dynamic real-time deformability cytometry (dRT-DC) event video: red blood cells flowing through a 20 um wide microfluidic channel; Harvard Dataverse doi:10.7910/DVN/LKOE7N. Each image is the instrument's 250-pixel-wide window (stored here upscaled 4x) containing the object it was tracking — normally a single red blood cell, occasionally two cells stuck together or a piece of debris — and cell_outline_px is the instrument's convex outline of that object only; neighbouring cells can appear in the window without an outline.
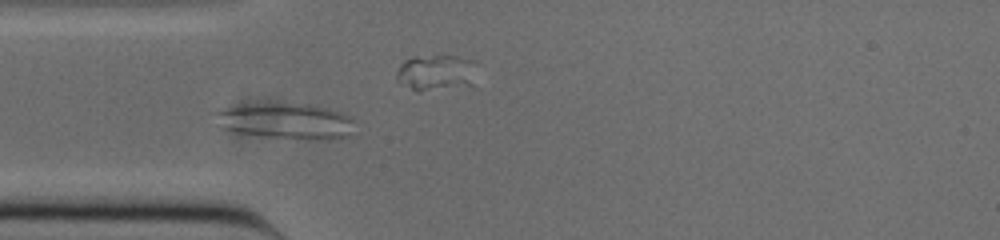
{"species": "common noctule bat (a hibernating species)", "species_latin": "Nyctalus noctula", "temperature_condition": "cold", "stored_images_in_passage": 53, "camera_frame_rate_fps": 3000, "um_per_image_px": 0.085, "animal": {"sex": "male", "body_mass_g": 20.0, "forearm_length_mm": 53.3}, "frame": {"image": 1, "passage_image": 14, "time_ms": 4.333, "image_size_px": [1000, 240], "cell_outline_px": [[352, 120], [348, 136], [328, 140], [308, 140], [268, 136], [240, 132], [224, 128], [216, 124], [208, 112], [216, 108], [244, 104], [308, 104], [328, 108], [352, 116]], "centroid_in_image_um": [24.18, 10.27], "position_along_channel_um": 60.8, "area_um2": 29.36}}
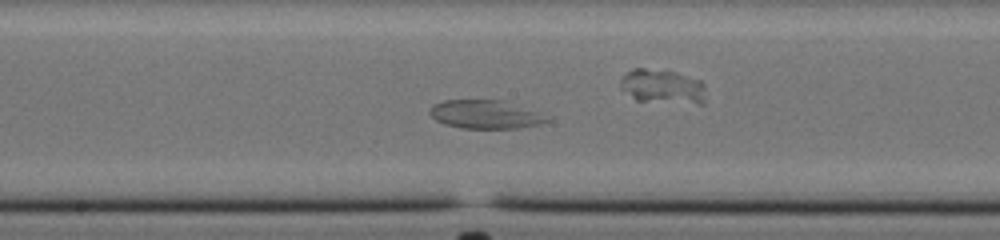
{"frame": {"image": 2, "passage_image": 26, "time_ms": 8.333, "image_size_px": [1000, 240], "cell_outline_px": [[552, 120], [540, 124], [516, 128], [460, 128], [444, 124], [436, 120], [428, 112], [432, 104], [444, 100], [504, 100], [552, 116]], "centroid_in_image_um": [41.3, 9.72], "position_along_channel_um": 206.9, "area_um2": 19.77}}
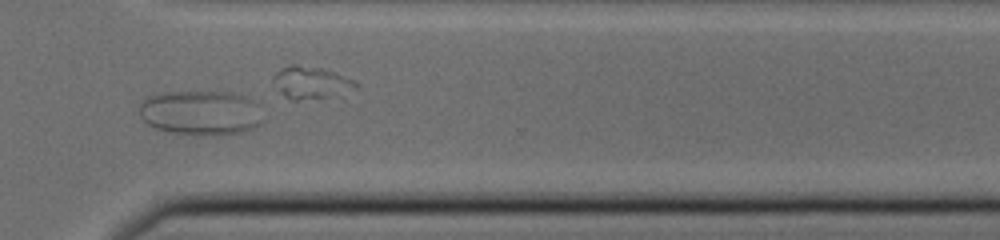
{"frame": {"image": 3, "passage_image": 38, "time_ms": 12.333, "image_size_px": [1000, 240], "cell_outline_px": [[260, 124], [256, 128], [240, 132], [216, 136], [196, 136], [172, 132], [156, 128], [148, 124], [140, 116], [140, 104], [148, 96], [168, 92], [232, 92], [256, 100]], "centroid_in_image_um": [17.06, 9.6], "position_along_channel_um": 353.5, "area_um2": 32.25}}